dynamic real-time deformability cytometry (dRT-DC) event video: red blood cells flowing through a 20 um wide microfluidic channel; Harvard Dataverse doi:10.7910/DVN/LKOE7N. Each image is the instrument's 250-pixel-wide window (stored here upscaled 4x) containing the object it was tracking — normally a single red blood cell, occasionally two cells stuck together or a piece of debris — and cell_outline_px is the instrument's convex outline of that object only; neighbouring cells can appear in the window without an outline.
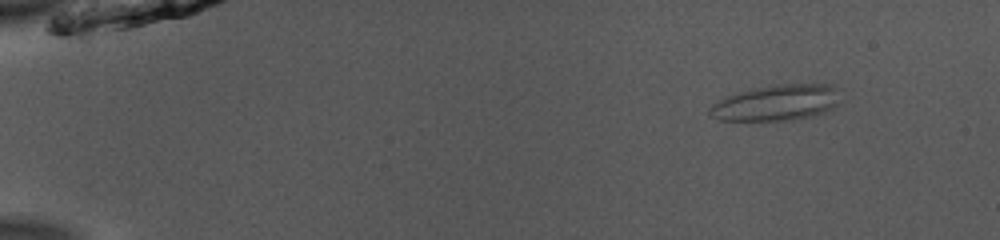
{"species": "common noctule bat (a hibernating species)", "species_latin": "Nyctalus noctula", "temperature_condition": "room temperature", "stored_images_in_passage": 52, "camera_frame_rate_fps": 3000, "um_per_image_px": 0.085, "animal": {"sex": "male", "body_mass_g": 13.0, "forearm_length_mm": 53.1}, "frame": {"image": 1, "passage_image": 7, "time_ms": 2.0, "image_size_px": [1000, 240], "cell_outline_px": [[840, 104], [828, 112], [788, 120], [720, 120], [712, 116], [708, 112], [708, 108], [712, 104], [724, 96], [756, 88], [776, 84], [828, 84], [840, 88]], "centroid_in_image_um": [66.06, 8.72], "position_along_channel_um": 18.9, "area_um2": 27.51}}
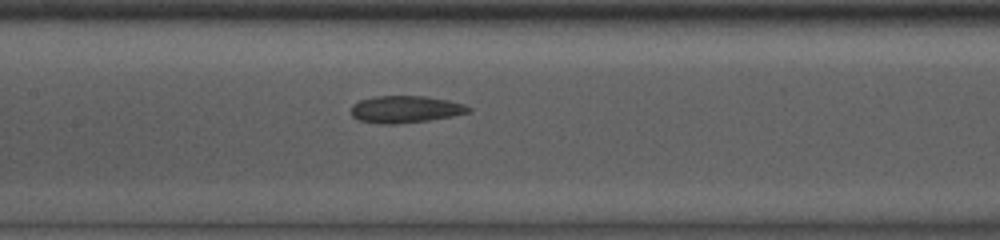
{"frame": {"image": 2, "passage_image": 27, "time_ms": 8.667, "image_size_px": [1000, 240], "cell_outline_px": [[472, 112], [452, 116], [428, 120], [396, 124], [380, 124], [360, 120], [352, 116], [352, 104], [360, 100], [372, 96], [424, 96], [448, 100], [464, 104], [472, 108]], "centroid_in_image_um": [34.47, 9.28], "position_along_channel_um": 172.9, "area_um2": 18.55}}
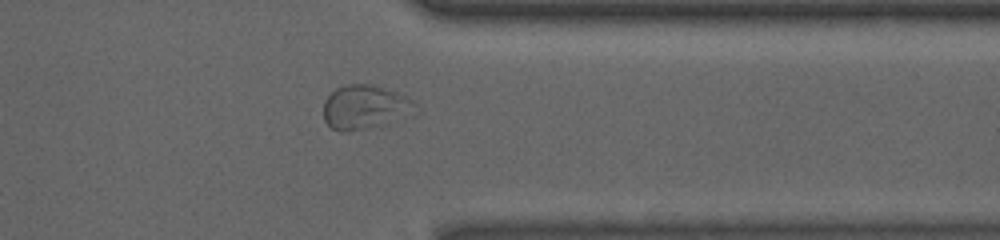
{"frame": {"image": 3, "passage_image": 43, "time_ms": 14.0, "image_size_px": [1000, 240], "cell_outline_px": [[416, 116], [368, 128], [344, 132], [340, 132], [332, 128], [324, 120], [324, 100], [336, 88], [344, 84], [372, 84], [408, 96], [416, 104]], "centroid_in_image_um": [31.08, 9.11], "position_along_channel_um": 380.3, "area_um2": 24.04}, "authors_computed_cell_mechanics": {"area_um2": 21.6461, "velocity_mm_per_s": 3.9296, "shape_relaxation_time_tau1_ms": null, "shape_relaxation_time_tau2_ms": 1.3663, "deformation_change_tau1": null, "deformation_change_tau2": 0.0609}}